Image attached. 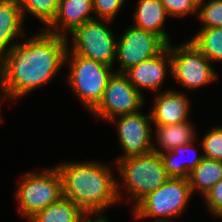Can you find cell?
Segmentation results:
<instances>
[{
	"label": "cell",
	"instance_id": "44dd1931",
	"mask_svg": "<svg viewBox=\"0 0 222 222\" xmlns=\"http://www.w3.org/2000/svg\"><path fill=\"white\" fill-rule=\"evenodd\" d=\"M190 41L212 62H222V27L200 28Z\"/></svg>",
	"mask_w": 222,
	"mask_h": 222
},
{
	"label": "cell",
	"instance_id": "3957f363",
	"mask_svg": "<svg viewBox=\"0 0 222 222\" xmlns=\"http://www.w3.org/2000/svg\"><path fill=\"white\" fill-rule=\"evenodd\" d=\"M114 167L121 177L116 179L118 199L123 200L122 190L124 189L129 199L131 198L130 201H134V207L170 178L160 154L155 152L119 159Z\"/></svg>",
	"mask_w": 222,
	"mask_h": 222
},
{
	"label": "cell",
	"instance_id": "277c9868",
	"mask_svg": "<svg viewBox=\"0 0 222 222\" xmlns=\"http://www.w3.org/2000/svg\"><path fill=\"white\" fill-rule=\"evenodd\" d=\"M69 66L67 84L91 112L101 101L109 79L115 73L112 66L76 55L67 49L65 68Z\"/></svg>",
	"mask_w": 222,
	"mask_h": 222
},
{
	"label": "cell",
	"instance_id": "ffe728a7",
	"mask_svg": "<svg viewBox=\"0 0 222 222\" xmlns=\"http://www.w3.org/2000/svg\"><path fill=\"white\" fill-rule=\"evenodd\" d=\"M221 179L222 161L203 156L202 161L189 173L188 182L192 194L199 192L204 197Z\"/></svg>",
	"mask_w": 222,
	"mask_h": 222
},
{
	"label": "cell",
	"instance_id": "9a60e30c",
	"mask_svg": "<svg viewBox=\"0 0 222 222\" xmlns=\"http://www.w3.org/2000/svg\"><path fill=\"white\" fill-rule=\"evenodd\" d=\"M133 13L132 26L159 36L167 45L171 43L165 23L167 11L160 0H138Z\"/></svg>",
	"mask_w": 222,
	"mask_h": 222
},
{
	"label": "cell",
	"instance_id": "4316f807",
	"mask_svg": "<svg viewBox=\"0 0 222 222\" xmlns=\"http://www.w3.org/2000/svg\"><path fill=\"white\" fill-rule=\"evenodd\" d=\"M203 200L208 211L222 219V179L207 192Z\"/></svg>",
	"mask_w": 222,
	"mask_h": 222
},
{
	"label": "cell",
	"instance_id": "5bb4252c",
	"mask_svg": "<svg viewBox=\"0 0 222 222\" xmlns=\"http://www.w3.org/2000/svg\"><path fill=\"white\" fill-rule=\"evenodd\" d=\"M92 12L93 0H60L56 17L44 30L69 39L75 28L95 19Z\"/></svg>",
	"mask_w": 222,
	"mask_h": 222
},
{
	"label": "cell",
	"instance_id": "7c38bea8",
	"mask_svg": "<svg viewBox=\"0 0 222 222\" xmlns=\"http://www.w3.org/2000/svg\"><path fill=\"white\" fill-rule=\"evenodd\" d=\"M171 72L172 60L168 44L160 54L131 67L124 74L139 92L144 88L155 92L160 91L165 77Z\"/></svg>",
	"mask_w": 222,
	"mask_h": 222
},
{
	"label": "cell",
	"instance_id": "7a4b0ae2",
	"mask_svg": "<svg viewBox=\"0 0 222 222\" xmlns=\"http://www.w3.org/2000/svg\"><path fill=\"white\" fill-rule=\"evenodd\" d=\"M56 168L62 179L63 196L89 217L107 218L104 211L119 201L117 178L109 165L99 161H62Z\"/></svg>",
	"mask_w": 222,
	"mask_h": 222
},
{
	"label": "cell",
	"instance_id": "cb8c5ba5",
	"mask_svg": "<svg viewBox=\"0 0 222 222\" xmlns=\"http://www.w3.org/2000/svg\"><path fill=\"white\" fill-rule=\"evenodd\" d=\"M200 145L203 156L222 161V126L214 127L203 135Z\"/></svg>",
	"mask_w": 222,
	"mask_h": 222
},
{
	"label": "cell",
	"instance_id": "484cf974",
	"mask_svg": "<svg viewBox=\"0 0 222 222\" xmlns=\"http://www.w3.org/2000/svg\"><path fill=\"white\" fill-rule=\"evenodd\" d=\"M126 0H93L95 19L113 21Z\"/></svg>",
	"mask_w": 222,
	"mask_h": 222
},
{
	"label": "cell",
	"instance_id": "5b68a950",
	"mask_svg": "<svg viewBox=\"0 0 222 222\" xmlns=\"http://www.w3.org/2000/svg\"><path fill=\"white\" fill-rule=\"evenodd\" d=\"M44 170L26 172L19 179L15 191L18 211L28 220L63 197L62 179L56 166Z\"/></svg>",
	"mask_w": 222,
	"mask_h": 222
},
{
	"label": "cell",
	"instance_id": "ba28073f",
	"mask_svg": "<svg viewBox=\"0 0 222 222\" xmlns=\"http://www.w3.org/2000/svg\"><path fill=\"white\" fill-rule=\"evenodd\" d=\"M172 60L171 76L186 89H198L218 80L212 62L188 39L174 46L169 44Z\"/></svg>",
	"mask_w": 222,
	"mask_h": 222
},
{
	"label": "cell",
	"instance_id": "7402d4cb",
	"mask_svg": "<svg viewBox=\"0 0 222 222\" xmlns=\"http://www.w3.org/2000/svg\"><path fill=\"white\" fill-rule=\"evenodd\" d=\"M60 0H18L23 19L28 13L45 26L46 29L56 17Z\"/></svg>",
	"mask_w": 222,
	"mask_h": 222
},
{
	"label": "cell",
	"instance_id": "d4e9b609",
	"mask_svg": "<svg viewBox=\"0 0 222 222\" xmlns=\"http://www.w3.org/2000/svg\"><path fill=\"white\" fill-rule=\"evenodd\" d=\"M171 18H181L198 14V5L192 0H160Z\"/></svg>",
	"mask_w": 222,
	"mask_h": 222
},
{
	"label": "cell",
	"instance_id": "ac0fdd59",
	"mask_svg": "<svg viewBox=\"0 0 222 222\" xmlns=\"http://www.w3.org/2000/svg\"><path fill=\"white\" fill-rule=\"evenodd\" d=\"M194 143L195 141H192L184 146H179L160 154L164 168L170 178L188 179L189 173L202 161L203 154L197 155ZM190 152L196 154L190 156L187 161L182 159Z\"/></svg>",
	"mask_w": 222,
	"mask_h": 222
},
{
	"label": "cell",
	"instance_id": "4fadbf2b",
	"mask_svg": "<svg viewBox=\"0 0 222 222\" xmlns=\"http://www.w3.org/2000/svg\"><path fill=\"white\" fill-rule=\"evenodd\" d=\"M188 98L186 94L175 89L156 93L150 110L152 123L170 125L189 121L191 106Z\"/></svg>",
	"mask_w": 222,
	"mask_h": 222
},
{
	"label": "cell",
	"instance_id": "6da1fadb",
	"mask_svg": "<svg viewBox=\"0 0 222 222\" xmlns=\"http://www.w3.org/2000/svg\"><path fill=\"white\" fill-rule=\"evenodd\" d=\"M18 42L0 57L1 98L15 102L42 88L65 67L67 37L41 32ZM60 70V71H59Z\"/></svg>",
	"mask_w": 222,
	"mask_h": 222
},
{
	"label": "cell",
	"instance_id": "2e32d148",
	"mask_svg": "<svg viewBox=\"0 0 222 222\" xmlns=\"http://www.w3.org/2000/svg\"><path fill=\"white\" fill-rule=\"evenodd\" d=\"M24 21L18 0H0V57L25 36Z\"/></svg>",
	"mask_w": 222,
	"mask_h": 222
},
{
	"label": "cell",
	"instance_id": "f546056e",
	"mask_svg": "<svg viewBox=\"0 0 222 222\" xmlns=\"http://www.w3.org/2000/svg\"><path fill=\"white\" fill-rule=\"evenodd\" d=\"M1 100V99H0ZM2 102H0V104H1ZM0 109H1V105H0ZM3 121V117H2V114H1V110H0V122H2Z\"/></svg>",
	"mask_w": 222,
	"mask_h": 222
},
{
	"label": "cell",
	"instance_id": "8992f818",
	"mask_svg": "<svg viewBox=\"0 0 222 222\" xmlns=\"http://www.w3.org/2000/svg\"><path fill=\"white\" fill-rule=\"evenodd\" d=\"M192 195L188 179L169 178L133 208V217L136 220L153 218L161 222H174L171 218L175 219L185 212Z\"/></svg>",
	"mask_w": 222,
	"mask_h": 222
},
{
	"label": "cell",
	"instance_id": "f1b7e54d",
	"mask_svg": "<svg viewBox=\"0 0 222 222\" xmlns=\"http://www.w3.org/2000/svg\"><path fill=\"white\" fill-rule=\"evenodd\" d=\"M192 1L199 6V5L202 4L205 0H192Z\"/></svg>",
	"mask_w": 222,
	"mask_h": 222
},
{
	"label": "cell",
	"instance_id": "30bf717a",
	"mask_svg": "<svg viewBox=\"0 0 222 222\" xmlns=\"http://www.w3.org/2000/svg\"><path fill=\"white\" fill-rule=\"evenodd\" d=\"M167 44L157 35L129 26L117 41L116 73H125L131 67L160 54Z\"/></svg>",
	"mask_w": 222,
	"mask_h": 222
},
{
	"label": "cell",
	"instance_id": "8fae6325",
	"mask_svg": "<svg viewBox=\"0 0 222 222\" xmlns=\"http://www.w3.org/2000/svg\"><path fill=\"white\" fill-rule=\"evenodd\" d=\"M117 130L119 144L123 154L115 158V162L131 156L145 155L153 152V132L151 129V113H131L113 118Z\"/></svg>",
	"mask_w": 222,
	"mask_h": 222
},
{
	"label": "cell",
	"instance_id": "52a82bcc",
	"mask_svg": "<svg viewBox=\"0 0 222 222\" xmlns=\"http://www.w3.org/2000/svg\"><path fill=\"white\" fill-rule=\"evenodd\" d=\"M108 23L112 21L94 19L75 28L70 33L73 41L67 39L68 50L113 67L118 39Z\"/></svg>",
	"mask_w": 222,
	"mask_h": 222
},
{
	"label": "cell",
	"instance_id": "4dcf8cb0",
	"mask_svg": "<svg viewBox=\"0 0 222 222\" xmlns=\"http://www.w3.org/2000/svg\"><path fill=\"white\" fill-rule=\"evenodd\" d=\"M142 222H149V221H142ZM154 222H161V221H157V220H155Z\"/></svg>",
	"mask_w": 222,
	"mask_h": 222
},
{
	"label": "cell",
	"instance_id": "d6986e66",
	"mask_svg": "<svg viewBox=\"0 0 222 222\" xmlns=\"http://www.w3.org/2000/svg\"><path fill=\"white\" fill-rule=\"evenodd\" d=\"M90 218L77 204L66 197L48 205L31 217L29 222H88Z\"/></svg>",
	"mask_w": 222,
	"mask_h": 222
},
{
	"label": "cell",
	"instance_id": "83f0119b",
	"mask_svg": "<svg viewBox=\"0 0 222 222\" xmlns=\"http://www.w3.org/2000/svg\"><path fill=\"white\" fill-rule=\"evenodd\" d=\"M88 222H109V220H108V218H104V219H94V218H92Z\"/></svg>",
	"mask_w": 222,
	"mask_h": 222
},
{
	"label": "cell",
	"instance_id": "e0dca14e",
	"mask_svg": "<svg viewBox=\"0 0 222 222\" xmlns=\"http://www.w3.org/2000/svg\"><path fill=\"white\" fill-rule=\"evenodd\" d=\"M154 127L156 131L153 135L158 143V146L153 144V152L155 153L162 154L196 141L195 127L190 120L178 124L154 125Z\"/></svg>",
	"mask_w": 222,
	"mask_h": 222
},
{
	"label": "cell",
	"instance_id": "603a6c76",
	"mask_svg": "<svg viewBox=\"0 0 222 222\" xmlns=\"http://www.w3.org/2000/svg\"><path fill=\"white\" fill-rule=\"evenodd\" d=\"M196 17L203 24L201 28L222 27V0H205Z\"/></svg>",
	"mask_w": 222,
	"mask_h": 222
},
{
	"label": "cell",
	"instance_id": "9c48e42d",
	"mask_svg": "<svg viewBox=\"0 0 222 222\" xmlns=\"http://www.w3.org/2000/svg\"><path fill=\"white\" fill-rule=\"evenodd\" d=\"M145 96L139 92L124 73H114L109 79L99 104L90 112L97 119L113 118L137 113L145 105Z\"/></svg>",
	"mask_w": 222,
	"mask_h": 222
}]
</instances>
